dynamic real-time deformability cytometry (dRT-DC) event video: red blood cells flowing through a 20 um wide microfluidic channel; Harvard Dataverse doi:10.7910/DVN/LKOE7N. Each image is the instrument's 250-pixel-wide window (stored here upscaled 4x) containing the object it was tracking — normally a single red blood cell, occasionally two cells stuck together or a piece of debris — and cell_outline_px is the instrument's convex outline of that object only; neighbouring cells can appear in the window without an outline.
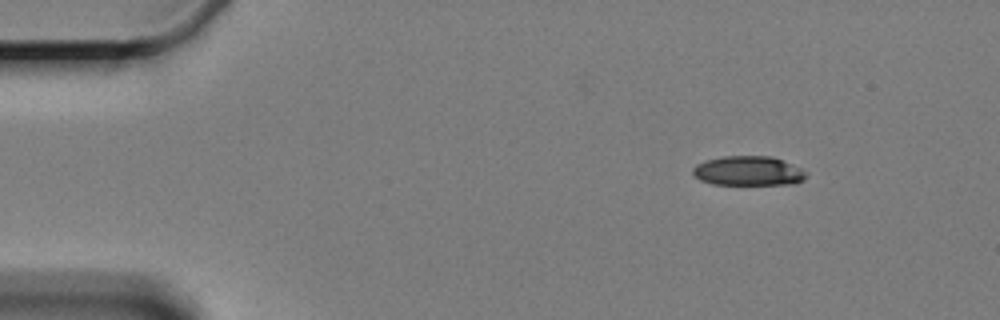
{"species": "Egyptian fruit bat (a non-hibernating species)", "species_latin": "Rousettus aegyptiacus", "temperature_condition": "cold", "stored_images_in_passage": 5, "camera_frame_rate_fps": 3000, "um_per_image_px": 0.085, "animal": {"sex": "female"}, "frame": {"image": 1, "passage_image": 1, "time_ms": 0.0, "image_size_px": [1000, 320], "cell_outline_px": [[808, 176], [804, 180], [792, 184], [712, 184], [700, 180], [692, 172], [692, 168], [696, 164], [704, 160], [724, 156], [772, 156], [800, 168], [808, 172]], "centroid_in_image_um": [63.61, 14.52], "position_along_channel_um": 21.4, "area_um2": 19.54}}
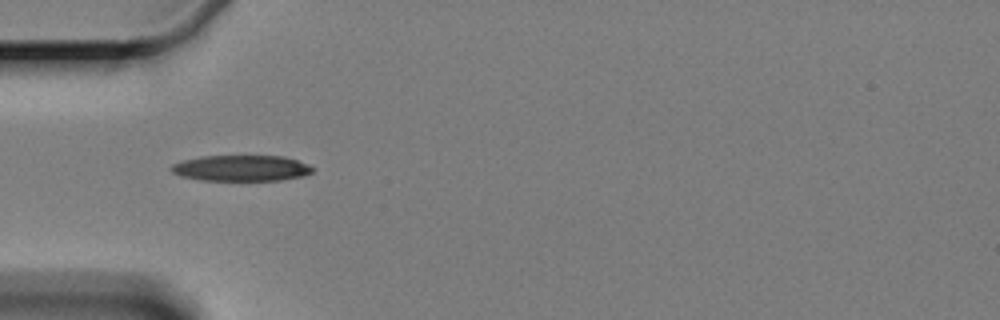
{"frame": {"image": 2, "passage_image": 4, "time_ms": 3.667, "image_size_px": [1000, 320], "cell_outline_px": [[316, 168], [312, 172], [304, 176], [280, 180], [200, 180], [180, 176], [172, 172], [172, 164], [184, 160], [204, 156], [284, 156], [308, 164]], "centroid_in_image_um": [20.55, 14.29], "position_along_channel_um": 64.5, "area_um2": 21.27}}
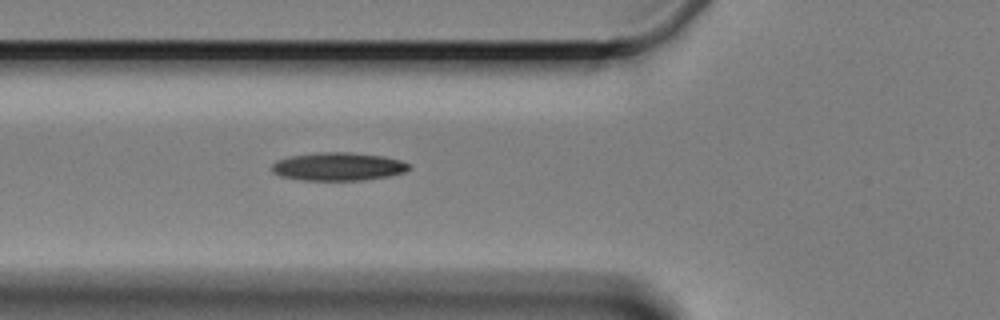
{"frame": {"image": 3, "passage_image": 5, "time_ms": 4.667, "image_size_px": [1000, 320], "cell_outline_px": [[412, 168], [404, 172], [388, 176], [364, 180], [300, 180], [280, 176], [272, 172], [272, 164], [276, 160], [292, 156], [320, 152], [348, 152], [384, 156], [400, 160], [408, 164]], "centroid_in_image_um": [28.74, 14.16], "position_along_channel_um": 97.1, "area_um2": 22.48}}